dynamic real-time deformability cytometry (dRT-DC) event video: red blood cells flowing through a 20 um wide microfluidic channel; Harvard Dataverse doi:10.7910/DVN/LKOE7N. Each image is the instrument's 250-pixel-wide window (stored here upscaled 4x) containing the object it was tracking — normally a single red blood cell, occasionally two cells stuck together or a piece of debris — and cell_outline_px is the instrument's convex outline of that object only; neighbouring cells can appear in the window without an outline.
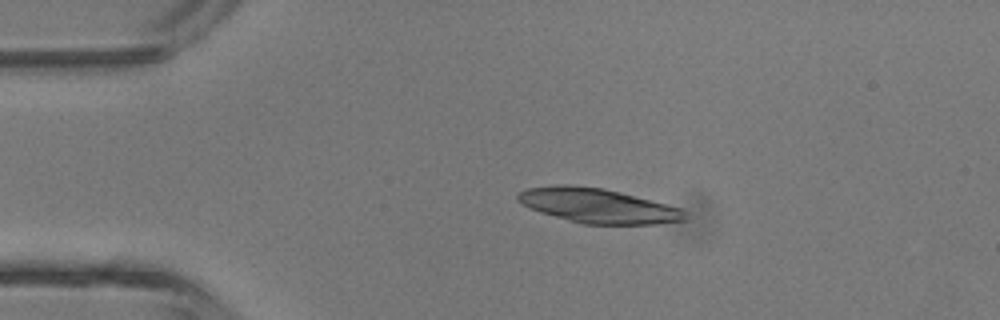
{"species": "common noctule bat (a hibernating species)", "species_latin": "Nyctalus noctula", "temperature_condition": "room temperature", "stored_images_in_passage": 2, "camera_frame_rate_fps": 3000, "um_per_image_px": 0.085, "animal": {"sex": "male", "body_mass_g": 13.3}, "frame": {"image": 1, "passage_image": 1, "time_ms": 0.0, "image_size_px": [1000, 320], "cell_outline_px": [[688, 216], [684, 220], [656, 224], [584, 224], [540, 212], [516, 200], [516, 196], [520, 192], [528, 188], [556, 184], [572, 184], [604, 188], [684, 208], [688, 212]], "centroid_in_image_um": [50.88, 17.47], "position_along_channel_um": 34.1, "area_um2": 33.76}}